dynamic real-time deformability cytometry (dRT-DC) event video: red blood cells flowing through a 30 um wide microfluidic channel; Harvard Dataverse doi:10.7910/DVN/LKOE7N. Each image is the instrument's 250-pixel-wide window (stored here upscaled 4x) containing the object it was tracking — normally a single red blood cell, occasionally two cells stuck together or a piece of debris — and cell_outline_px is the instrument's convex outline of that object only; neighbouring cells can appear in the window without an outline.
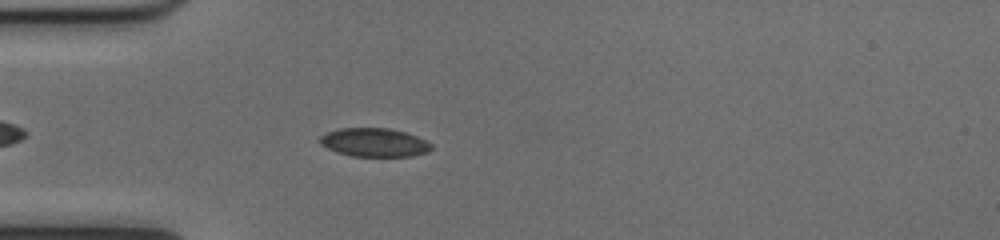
{"species": "common noctule bat (a hibernating species)", "species_latin": "Nyctalus noctula", "temperature_condition": "cold", "stored_images_in_passage": 40, "camera_frame_rate_fps": 3000, "um_per_image_px": 0.085, "animal": {"sex": "female", "body_mass_g": 17.0, "forearm_length_mm": 48.0}, "frame": {"image": 1, "passage_image": 6, "time_ms": 1.667, "image_size_px": [1000, 240], "cell_outline_px": [[432, 148], [428, 152], [412, 156], [352, 156], [336, 152], [320, 144], [320, 136], [328, 132], [340, 128], [388, 128], [404, 132], [416, 136], [432, 144]], "centroid_in_image_um": [31.81, 12.11], "position_along_channel_um": 53.2, "area_um2": 18.44}}
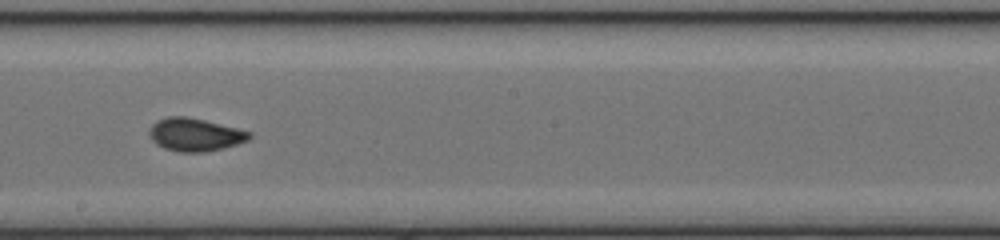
{"frame": {"image": 2, "passage_image": 20, "time_ms": 6.333, "image_size_px": [1000, 240], "cell_outline_px": [[252, 136], [248, 140], [224, 148], [204, 152], [176, 152], [164, 148], [156, 144], [152, 140], [148, 132], [152, 124], [168, 116], [184, 116], [204, 120], [252, 132]], "centroid_in_image_um": [16.57, 11.45], "position_along_channel_um": 231.6, "area_um2": 19.13}}
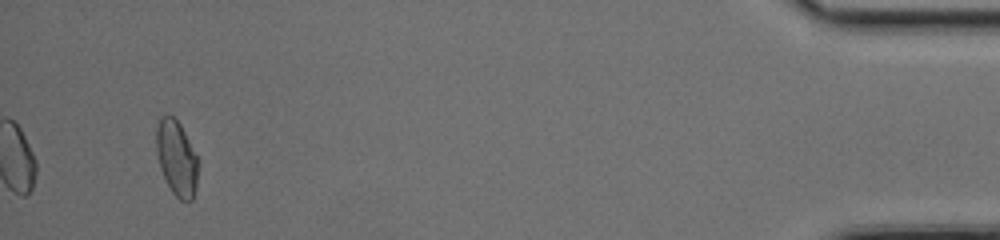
{"frame": {"image": 3, "passage_image": 40, "time_ms": 13.0, "image_size_px": [1000, 240], "cell_outline_px": [[196, 188], [192, 200], [180, 200], [172, 192], [160, 168], [156, 152], [156, 128], [160, 116], [172, 116], [180, 124], [196, 156]], "centroid_in_image_um": [14.97, 13.43], "position_along_channel_um": 420.2, "area_um2": 17.8}, "authors_computed_cell_mechanics": {"area_um2": 18.4671, "velocity_mm_per_s": 4.0121, "shape_relaxation_time_tau1_ms": 4.6766, "shape_relaxation_time_tau2_ms": 1.1061, "deformation_change_tau1": 0.1204, "deformation_change_tau2": 0.0493}}